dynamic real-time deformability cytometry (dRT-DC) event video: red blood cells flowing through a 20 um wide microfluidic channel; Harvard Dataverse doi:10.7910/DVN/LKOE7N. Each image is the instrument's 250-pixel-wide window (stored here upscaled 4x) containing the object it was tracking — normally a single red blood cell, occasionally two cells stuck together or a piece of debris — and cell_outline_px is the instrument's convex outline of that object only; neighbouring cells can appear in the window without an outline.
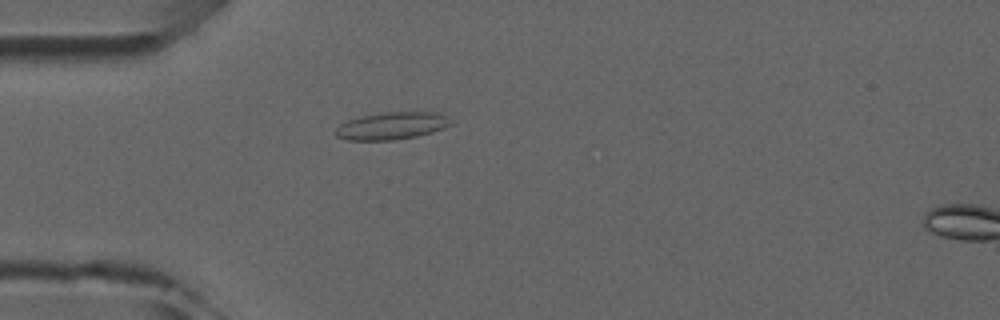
{"species": "common noctule bat (a hibernating species)", "species_latin": "Nyctalus noctula", "temperature_condition": "room temperature", "stored_images_in_passage": 5, "camera_frame_rate_fps": 3000, "um_per_image_px": 0.085, "animal": {"sex": "male", "forearm_length_mm": 52.5}, "frame": {"image": 1, "passage_image": 4, "time_ms": 3.333, "image_size_px": [1000, 320], "cell_outline_px": [[452, 124], [444, 128], [432, 132], [416, 136], [392, 140], [348, 140], [336, 136], [332, 132], [340, 124], [348, 120], [360, 116], [384, 112], [436, 112], [452, 120]], "centroid_in_image_um": [33.27, 10.69], "position_along_channel_um": 51.7, "area_um2": 18.38}}